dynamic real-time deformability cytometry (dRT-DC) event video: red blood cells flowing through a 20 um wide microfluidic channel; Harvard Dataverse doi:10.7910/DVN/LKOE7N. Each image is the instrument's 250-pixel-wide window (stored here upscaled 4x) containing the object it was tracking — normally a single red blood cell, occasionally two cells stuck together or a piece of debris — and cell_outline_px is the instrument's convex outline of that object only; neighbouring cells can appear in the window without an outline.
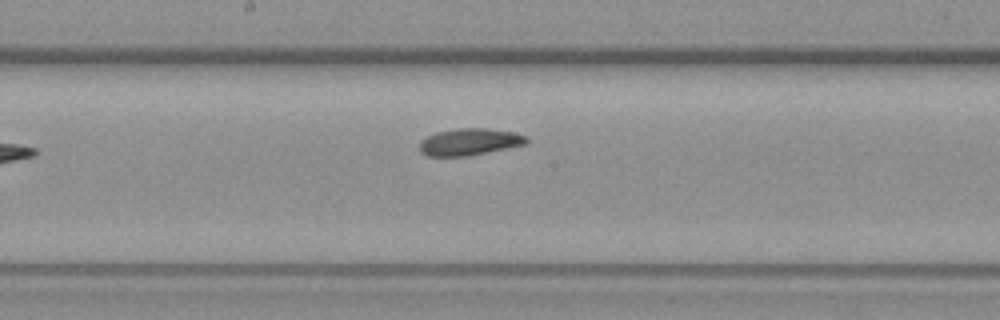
{"species": "common noctule bat (a hibernating species)", "species_latin": "Nyctalus noctula", "temperature_condition": "warm", "stored_images_in_passage": 6, "camera_frame_rate_fps": 3000, "um_per_image_px": 0.085, "animal": {"sex": "female", "body_mass_g": 19.3, "forearm_length_mm": 54.1}, "frame": {"image": 1, "passage_image": 6, "time_ms": 6.0, "image_size_px": [1000, 320], "cell_outline_px": [[528, 144], [468, 156], [428, 156], [420, 152], [420, 140], [436, 132], [456, 128], [488, 128], [512, 132], [528, 136]], "centroid_in_image_um": [39.92, 12.06], "position_along_channel_um": 208.3, "area_um2": 16.88}}